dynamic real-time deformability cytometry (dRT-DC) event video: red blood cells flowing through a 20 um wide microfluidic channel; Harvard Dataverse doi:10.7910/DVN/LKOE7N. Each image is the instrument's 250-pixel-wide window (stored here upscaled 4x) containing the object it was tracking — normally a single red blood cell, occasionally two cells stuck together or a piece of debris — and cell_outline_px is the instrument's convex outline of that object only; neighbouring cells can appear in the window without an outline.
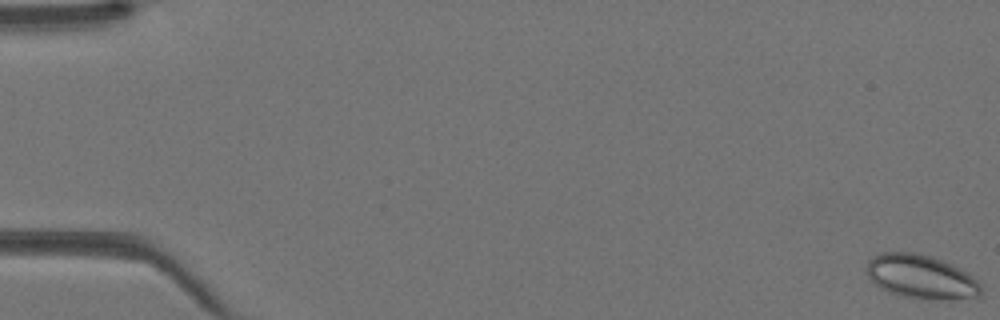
{"species": "Egyptian fruit bat (a non-hibernating species)", "species_latin": "Rousettus aegyptiacus", "temperature_condition": "warm", "stored_images_in_passage": 45, "camera_frame_rate_fps": 3000, "um_per_image_px": 0.085, "animal": {"sex": "female"}, "frame": {"image": 1, "passage_image": 1, "time_ms": 0.0, "image_size_px": [1000, 320], "cell_outline_px": [[980, 296], [948, 300], [940, 300], [904, 296], [888, 292], [880, 288], [868, 276], [864, 268], [868, 260], [872, 256], [880, 252], [912, 252], [932, 256], [960, 268], [968, 272], [980, 284]], "centroid_in_image_um": [78.25, 23.51], "position_along_channel_um": 6.7, "area_um2": 29.36}}
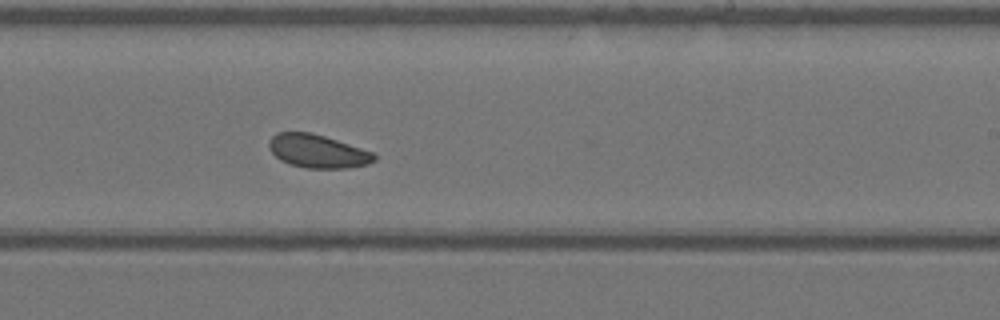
{"frame": {"image": 2, "passage_image": 28, "time_ms": 9.0, "image_size_px": [1000, 320], "cell_outline_px": [[376, 160], [368, 164], [348, 168], [308, 168], [288, 164], [280, 160], [272, 152], [268, 144], [268, 140], [276, 132], [312, 132], [372, 152], [376, 156]], "centroid_in_image_um": [26.97, 12.85], "position_along_channel_um": 262.0, "area_um2": 20.35}}
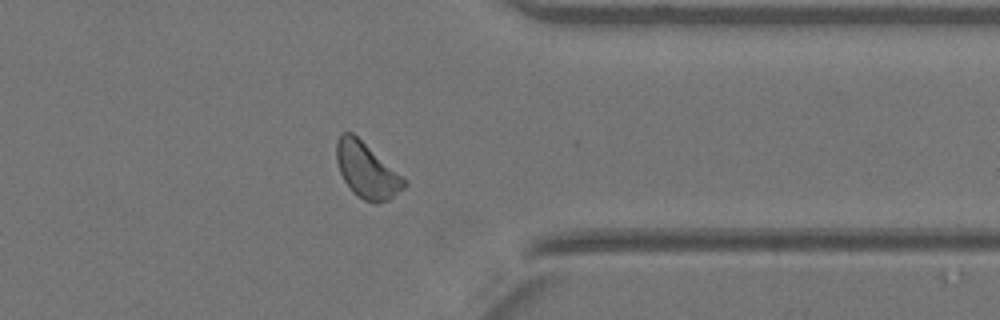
{"frame": {"image": 3, "passage_image": 36, "time_ms": 11.667, "image_size_px": [1000, 320], "cell_outline_px": [[408, 184], [404, 188], [388, 200], [376, 204], [364, 200], [356, 196], [352, 192], [344, 180], [340, 172], [336, 160], [336, 140], [340, 132], [352, 132], [408, 180]], "centroid_in_image_um": [31.17, 14.48], "position_along_channel_um": 380.2, "area_um2": 22.02}}